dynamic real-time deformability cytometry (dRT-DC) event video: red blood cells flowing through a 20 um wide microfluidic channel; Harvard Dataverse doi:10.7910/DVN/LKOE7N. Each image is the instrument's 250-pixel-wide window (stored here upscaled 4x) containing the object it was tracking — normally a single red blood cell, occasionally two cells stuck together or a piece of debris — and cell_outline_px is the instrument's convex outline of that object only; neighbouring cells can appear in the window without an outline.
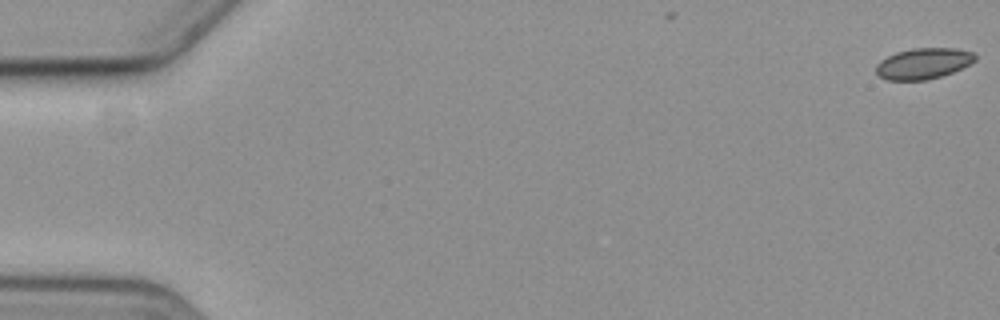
{"species": "common noctule bat (a hibernating species)", "species_latin": "Nyctalus noctula", "temperature_condition": "cold", "stored_images_in_passage": 4, "camera_frame_rate_fps": 3000, "um_per_image_px": 0.085, "animal": {"sex": "female", "body_mass_g": 19.3, "forearm_length_mm": 54.1}, "frame": {"image": 1, "passage_image": 1, "time_ms": 0.0, "image_size_px": [1000, 320], "cell_outline_px": [[976, 60], [952, 72], [928, 80], [884, 80], [876, 72], [876, 64], [880, 60], [896, 52], [912, 48], [956, 48], [972, 52], [976, 56]], "centroid_in_image_um": [78.45, 5.39], "position_along_channel_um": 6.5, "area_um2": 17.8}}